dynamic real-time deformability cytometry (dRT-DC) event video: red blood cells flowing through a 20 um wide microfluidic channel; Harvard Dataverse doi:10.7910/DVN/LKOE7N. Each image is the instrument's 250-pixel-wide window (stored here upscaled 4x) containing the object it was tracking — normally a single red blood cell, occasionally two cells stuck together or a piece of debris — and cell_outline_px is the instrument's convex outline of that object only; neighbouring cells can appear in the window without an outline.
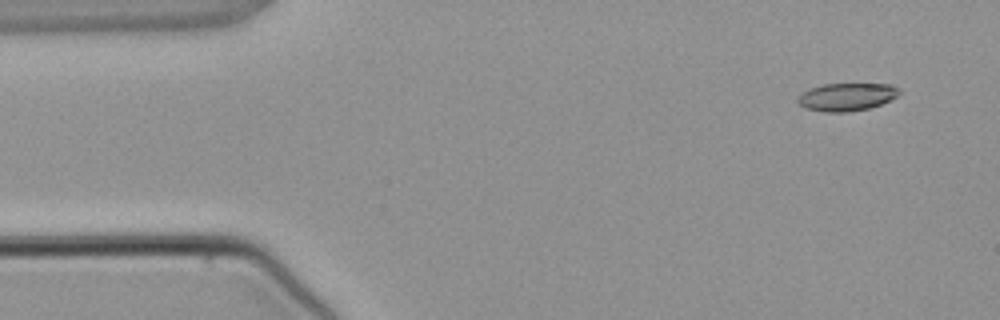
{"species": "common noctule bat (a hibernating species)", "species_latin": "Nyctalus noctula", "temperature_condition": "warm", "stored_images_in_passage": 3, "camera_frame_rate_fps": 3000, "um_per_image_px": 0.085, "animal": {"sex": "male", "body_mass_g": 21.5, "forearm_length_mm": 52.0}, "frame": {"image": 1, "passage_image": 1, "time_ms": 0.0, "image_size_px": [1000, 320], "cell_outline_px": [[900, 92], [896, 96], [880, 104], [868, 108], [848, 112], [824, 112], [804, 108], [796, 100], [796, 96], [812, 88], [824, 84], [892, 84], [900, 88]], "centroid_in_image_um": [71.95, 8.24], "position_along_channel_um": 13.1, "area_um2": 16.36}}
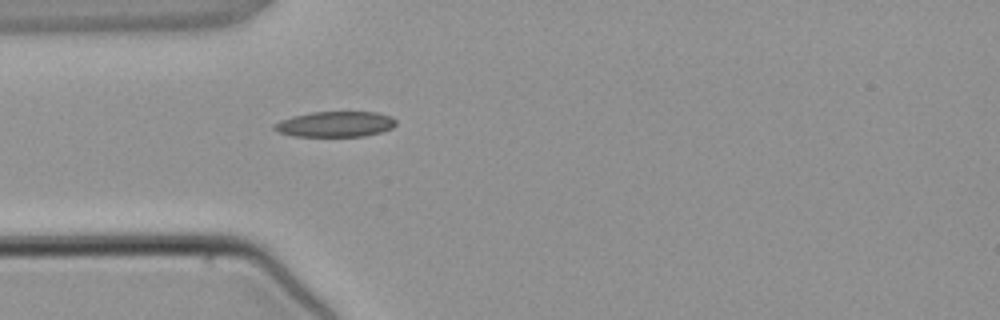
{"frame": {"image": 2, "passage_image": 3, "time_ms": 3.0, "image_size_px": [1000, 320], "cell_outline_px": [[396, 124], [392, 128], [380, 132], [364, 136], [292, 136], [280, 132], [272, 128], [272, 124], [280, 120], [292, 116], [312, 112], [376, 112], [392, 116], [396, 120]], "centroid_in_image_um": [28.49, 10.55], "position_along_channel_um": 56.5, "area_um2": 18.15}}